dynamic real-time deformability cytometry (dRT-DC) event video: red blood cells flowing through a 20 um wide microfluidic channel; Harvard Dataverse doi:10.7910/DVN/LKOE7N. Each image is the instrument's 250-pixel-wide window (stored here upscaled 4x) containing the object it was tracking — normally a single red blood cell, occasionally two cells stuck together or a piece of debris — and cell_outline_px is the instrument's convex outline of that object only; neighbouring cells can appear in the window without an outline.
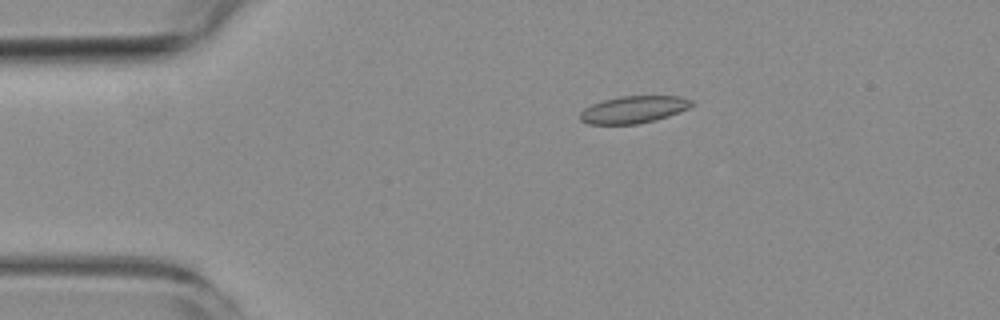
{"species": "common noctule bat (a hibernating species)", "species_latin": "Nyctalus noctula", "temperature_condition": "room temperature", "stored_images_in_passage": 5, "camera_frame_rate_fps": 3000, "um_per_image_px": 0.085, "animal": {"sex": "female", "body_mass_g": 19.3, "forearm_length_mm": 54.1}, "frame": {"image": 1, "passage_image": 4, "time_ms": 3.333, "image_size_px": [1000, 320], "cell_outline_px": [[692, 104], [688, 108], [668, 116], [656, 120], [636, 124], [588, 124], [580, 120], [580, 112], [584, 108], [592, 104], [604, 100], [620, 96], [680, 96], [692, 100]], "centroid_in_image_um": [53.83, 9.31], "position_along_channel_um": 31.2, "area_um2": 17.57}}